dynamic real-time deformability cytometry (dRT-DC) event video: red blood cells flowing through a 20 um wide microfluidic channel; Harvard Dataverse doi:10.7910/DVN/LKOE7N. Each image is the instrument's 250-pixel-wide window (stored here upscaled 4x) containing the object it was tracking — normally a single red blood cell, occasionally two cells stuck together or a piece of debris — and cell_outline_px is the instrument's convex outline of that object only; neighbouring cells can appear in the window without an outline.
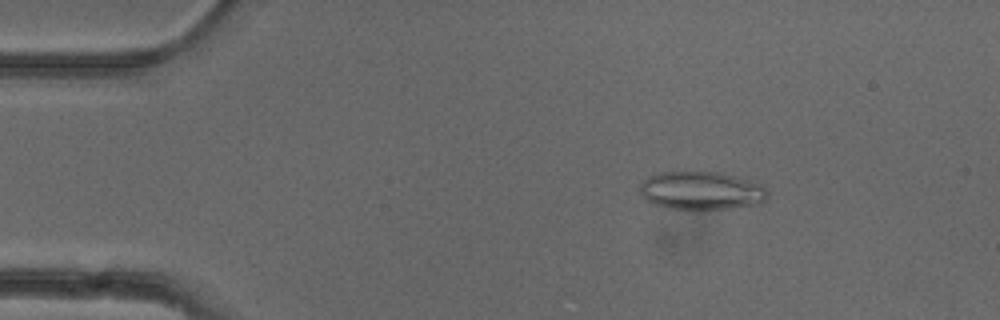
{"species": "common noctule bat (a hibernating species)", "species_latin": "Nyctalus noctula", "temperature_condition": "cold", "stored_images_in_passage": 13, "camera_frame_rate_fps": 3000, "um_per_image_px": 0.085, "animal": {"sex": "female"}, "frame": {"image": 1, "passage_image": 8, "time_ms": 2.333, "image_size_px": [1000, 320], "cell_outline_px": [[768, 196], [760, 204], [728, 208], [668, 208], [652, 204], [640, 192], [640, 184], [648, 176], [660, 172], [720, 172], [736, 176], [760, 184], [768, 192]], "centroid_in_image_um": [59.61, 16.19], "position_along_channel_um": 25.4, "area_um2": 28.09}}